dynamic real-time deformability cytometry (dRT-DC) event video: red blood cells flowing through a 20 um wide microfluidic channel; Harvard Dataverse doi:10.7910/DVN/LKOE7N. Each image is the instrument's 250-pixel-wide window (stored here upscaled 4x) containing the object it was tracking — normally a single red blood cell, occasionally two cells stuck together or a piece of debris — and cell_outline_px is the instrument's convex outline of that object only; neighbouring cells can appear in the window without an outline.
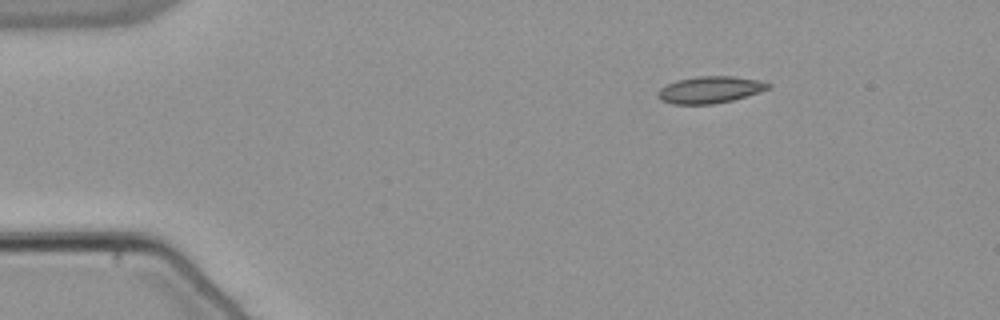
{"species": "common noctule bat (a hibernating species)", "species_latin": "Nyctalus noctula", "temperature_condition": "warm", "stored_images_in_passage": 46, "camera_frame_rate_fps": 3000, "um_per_image_px": 0.085, "animal": {"sex": "male", "body_mass_g": 21.5, "forearm_length_mm": 52.0}, "frame": {"image": 1, "passage_image": 1, "time_ms": 0.0, "image_size_px": [1000, 320], "cell_outline_px": [[772, 84], [768, 88], [732, 100], [712, 104], [672, 104], [660, 100], [656, 96], [656, 92], [660, 88], [676, 80], [696, 76], [732, 76], [760, 80]], "centroid_in_image_um": [60.28, 7.62], "position_along_channel_um": 24.7, "area_um2": 17.17}}
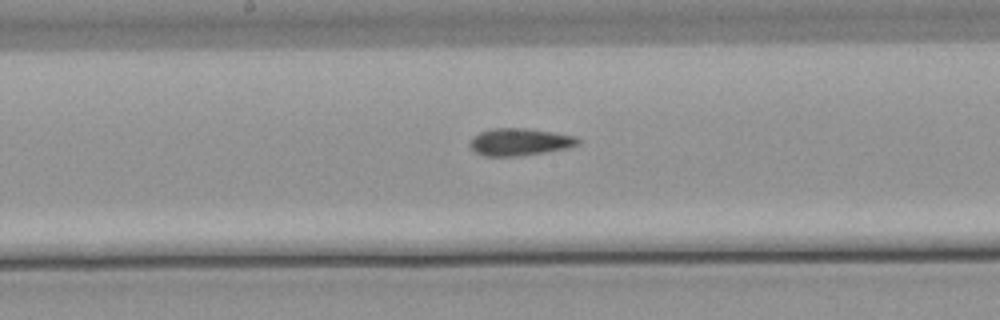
{"frame": {"image": 2, "passage_image": 21, "time_ms": 6.667, "image_size_px": [1000, 320], "cell_outline_px": [[580, 144], [568, 148], [544, 152], [516, 156], [484, 156], [476, 152], [468, 144], [472, 136], [480, 132], [492, 128], [524, 128], [552, 132], [576, 136], [580, 140]], "centroid_in_image_um": [44.16, 12.06], "position_along_channel_um": 204.0, "area_um2": 17.17}}
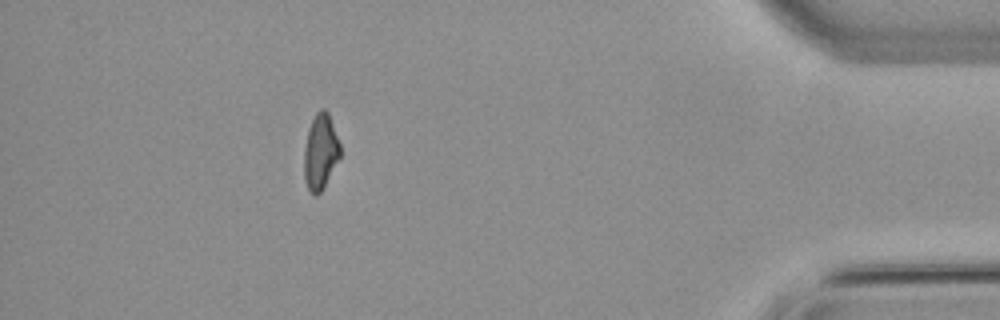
{"frame": {"image": 3, "passage_image": 41, "time_ms": 13.333, "image_size_px": [1000, 320], "cell_outline_px": [[340, 156], [320, 192], [316, 196], [308, 188], [304, 180], [304, 148], [308, 128], [316, 112], [320, 108], [324, 108], [328, 112], [340, 144]], "centroid_in_image_um": [27.22, 12.86], "position_along_channel_um": 408.0, "area_um2": 15.66}}